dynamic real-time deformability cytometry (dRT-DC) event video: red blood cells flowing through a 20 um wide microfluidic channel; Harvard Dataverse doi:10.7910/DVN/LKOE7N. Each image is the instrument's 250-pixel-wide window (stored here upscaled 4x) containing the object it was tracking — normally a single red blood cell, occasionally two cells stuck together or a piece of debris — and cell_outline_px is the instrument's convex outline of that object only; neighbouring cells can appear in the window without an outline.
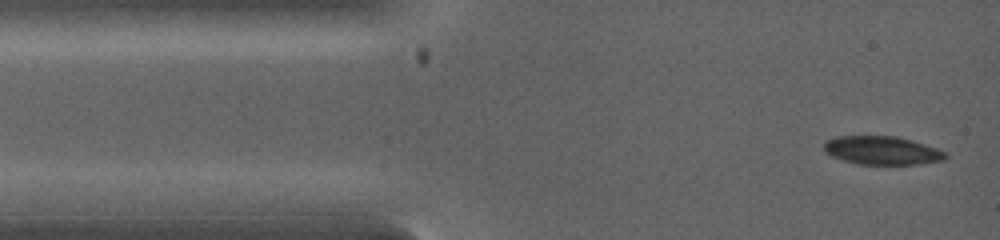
{"species": "common noctule bat (a hibernating species)", "species_latin": "Nyctalus noctula", "temperature_condition": "warm", "stored_images_in_passage": 12, "camera_frame_rate_fps": 5000, "um_per_image_px": 0.085, "animal": {"sex": "female", "body_mass_g": 19.0, "forearm_length_mm": 53.3}, "frame": {"image": 1, "passage_image": 1, "time_ms": 0.0, "image_size_px": [1000, 240], "cell_outline_px": [[948, 156], [944, 160], [920, 164], [856, 164], [832, 156], [824, 152], [824, 140], [836, 136], [896, 136], [912, 140], [936, 148], [944, 152]], "centroid_in_image_um": [74.94, 12.78], "position_along_channel_um": 10.1, "area_um2": 20.17}}
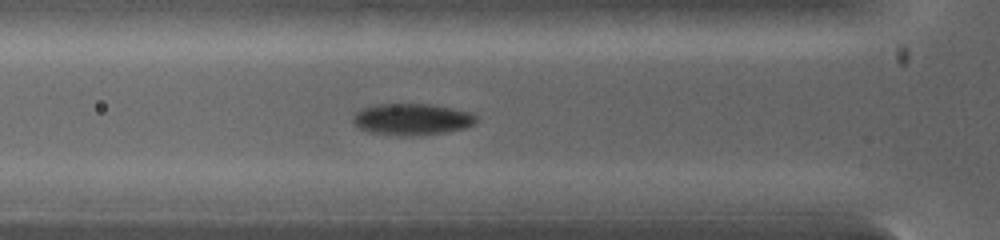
{"frame": {"image": 2, "passage_image": 6, "time_ms": 2.4, "image_size_px": [1000, 240], "cell_outline_px": [[476, 124], [464, 128], [444, 132], [372, 132], [360, 128], [352, 120], [352, 116], [360, 108], [376, 104], [432, 104], [472, 112], [476, 116]], "centroid_in_image_um": [35.04, 10.06], "position_along_channel_um": 90.8, "area_um2": 21.5}}
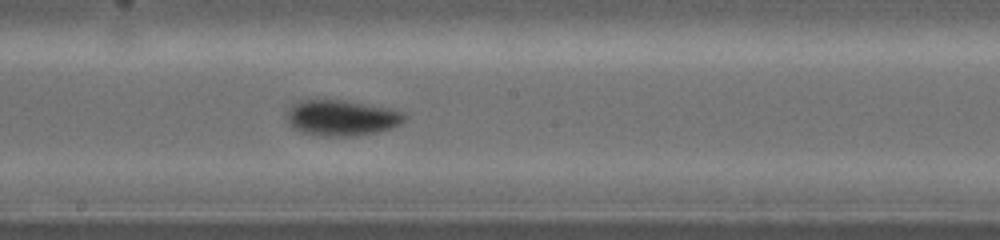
{"frame": {"image": 3, "passage_image": 12, "time_ms": 4.6, "image_size_px": [1000, 240], "cell_outline_px": [[408, 116], [400, 124], [392, 128], [376, 132], [352, 136], [324, 136], [300, 132], [292, 128], [288, 124], [288, 112], [292, 104], [300, 100], [344, 100], [388, 108], [404, 112]], "centroid_in_image_um": [29.04, 10.02], "position_along_channel_um": 219.2, "area_um2": 24.51}}